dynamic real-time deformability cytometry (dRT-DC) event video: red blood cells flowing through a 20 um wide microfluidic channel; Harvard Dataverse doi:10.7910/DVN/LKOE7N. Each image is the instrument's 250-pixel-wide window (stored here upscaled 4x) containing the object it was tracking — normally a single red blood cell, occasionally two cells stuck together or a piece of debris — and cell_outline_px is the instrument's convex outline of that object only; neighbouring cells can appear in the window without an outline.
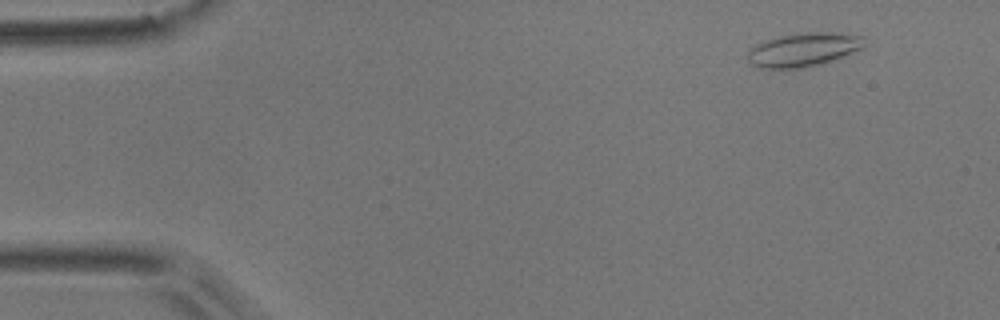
{"species": "common noctule bat (a hibernating species)", "species_latin": "Nyctalus noctula", "temperature_condition": "room temperature", "stored_images_in_passage": 5, "segment_of_instrument_passage": [2, 2], "camera_frame_rate_fps": 3000, "um_per_image_px": 0.085, "animal": {"sex": "male", "body_mass_g": 17.9}, "frame": {"image": 1, "passage_image": 5, "time_ms": 1.333, "image_size_px": [1000, 320], "cell_outline_px": [[864, 44], [860, 48], [852, 52], [832, 60], [820, 64], [800, 68], [760, 68], [752, 64], [748, 60], [748, 48], [756, 44], [780, 36], [804, 32], [832, 32], [864, 36]], "centroid_in_image_um": [68.26, 4.21], "position_along_channel_um": 16.7, "area_um2": 22.66}}